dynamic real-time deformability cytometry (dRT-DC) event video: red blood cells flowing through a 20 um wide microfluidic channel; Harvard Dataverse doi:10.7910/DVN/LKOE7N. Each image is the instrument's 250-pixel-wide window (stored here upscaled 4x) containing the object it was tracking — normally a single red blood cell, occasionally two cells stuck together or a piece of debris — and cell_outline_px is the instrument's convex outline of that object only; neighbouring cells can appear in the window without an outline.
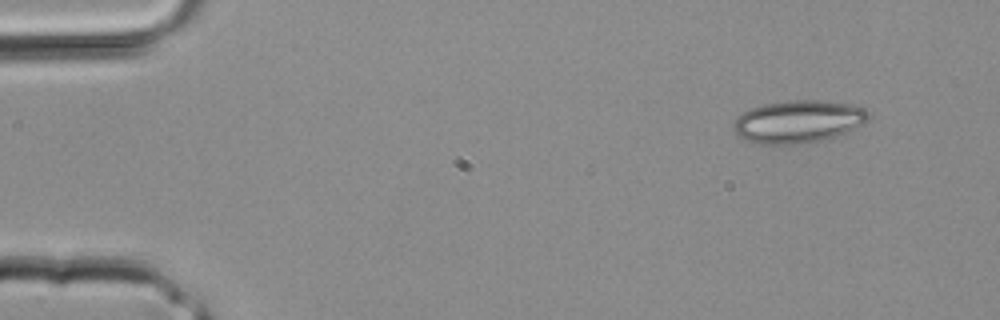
{"species": "common noctule bat (a hibernating species)", "species_latin": "Nyctalus noctula", "temperature_condition": "room temperature", "stored_images_in_passage": 3, "camera_frame_rate_fps": 3000, "um_per_image_px": 0.085, "animal": {"sex": "male", "body_mass_g": 20.4}, "frame": {"image": 1, "passage_image": 1, "time_ms": 0.0, "image_size_px": [1000, 320], "cell_outline_px": [[868, 124], [848, 132], [836, 136], [820, 140], [796, 144], [760, 144], [744, 140], [732, 128], [732, 124], [744, 112], [752, 108], [764, 104], [788, 100], [820, 100], [856, 104], [864, 108], [868, 112]], "centroid_in_image_um": [67.92, 10.33], "position_along_channel_um": 17.1, "area_um2": 33.76}}